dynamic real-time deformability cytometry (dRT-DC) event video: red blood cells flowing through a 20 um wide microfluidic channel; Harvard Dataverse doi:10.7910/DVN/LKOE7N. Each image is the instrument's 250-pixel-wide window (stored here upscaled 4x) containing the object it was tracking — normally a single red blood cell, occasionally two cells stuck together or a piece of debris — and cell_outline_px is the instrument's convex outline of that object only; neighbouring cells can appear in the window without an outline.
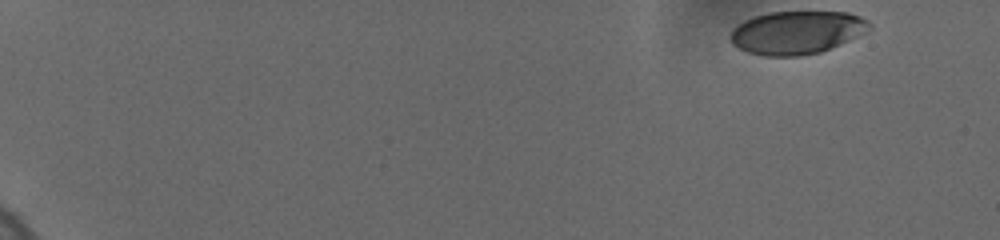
{"species": "human", "species_latin": "Homo sapiens", "temperature_condition": "cold", "stored_images_in_passage": 34, "camera_frame_rate_fps": 3000, "um_per_image_px": 0.085, "donor": {"sex": "female"}, "frame": {"image": 1, "passage_image": 1, "time_ms": 0.0, "image_size_px": [1000, 240], "cell_outline_px": [[872, 28], [868, 32], [820, 52], [800, 56], [764, 56], [748, 52], [732, 44], [728, 36], [732, 28], [736, 24], [752, 16], [768, 12], [848, 12], [860, 16], [868, 20], [872, 24]], "centroid_in_image_um": [67.71, 2.75], "position_along_channel_um": 17.3, "area_um2": 35.32}}
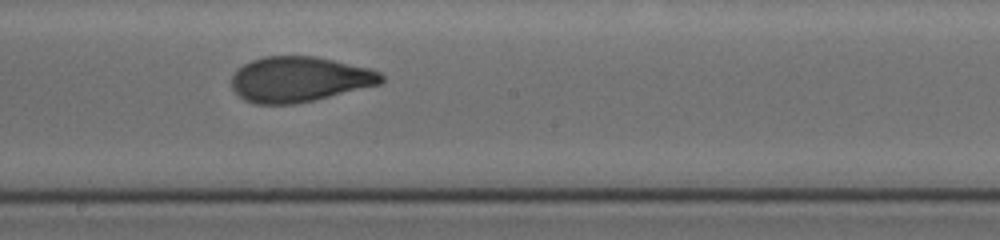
{"frame": {"image": 2, "passage_image": 19, "time_ms": 10.333, "image_size_px": [1000, 240], "cell_outline_px": [[384, 80], [380, 84], [316, 100], [296, 104], [256, 104], [244, 100], [232, 88], [232, 76], [236, 68], [252, 60], [264, 56], [316, 56], [368, 68], [380, 72], [384, 76]], "centroid_in_image_um": [25.43, 6.74], "position_along_channel_um": 222.8, "area_um2": 39.65}}
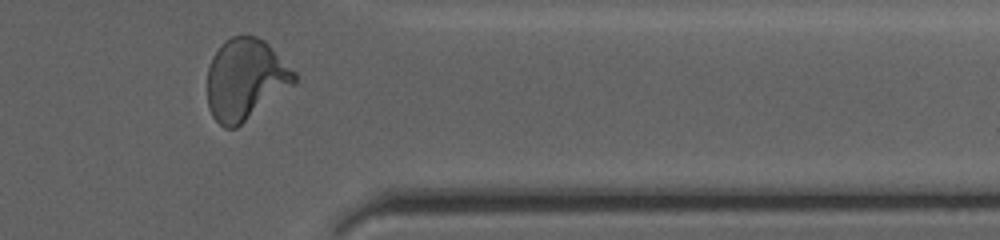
{"frame": {"image": 3, "passage_image": 32, "time_ms": 15.0, "image_size_px": [1000, 240], "cell_outline_px": [[296, 84], [236, 128], [224, 128], [212, 116], [208, 108], [208, 68], [212, 56], [220, 44], [224, 40], [232, 36], [256, 36], [264, 40], [296, 72]], "centroid_in_image_um": [20.86, 6.75], "position_along_channel_um": 390.5, "area_um2": 41.38}, "authors_computed_cell_mechanics": {"area_um2": 39.3618, "velocity_mm_per_s": 3.691, "shape_relaxation_time_tau1_ms": 5.8993, "shape_relaxation_time_tau2_ms": 0.8369, "deformation_change_tau1": 0.1908, "deformation_change_tau2": 0.0546}}